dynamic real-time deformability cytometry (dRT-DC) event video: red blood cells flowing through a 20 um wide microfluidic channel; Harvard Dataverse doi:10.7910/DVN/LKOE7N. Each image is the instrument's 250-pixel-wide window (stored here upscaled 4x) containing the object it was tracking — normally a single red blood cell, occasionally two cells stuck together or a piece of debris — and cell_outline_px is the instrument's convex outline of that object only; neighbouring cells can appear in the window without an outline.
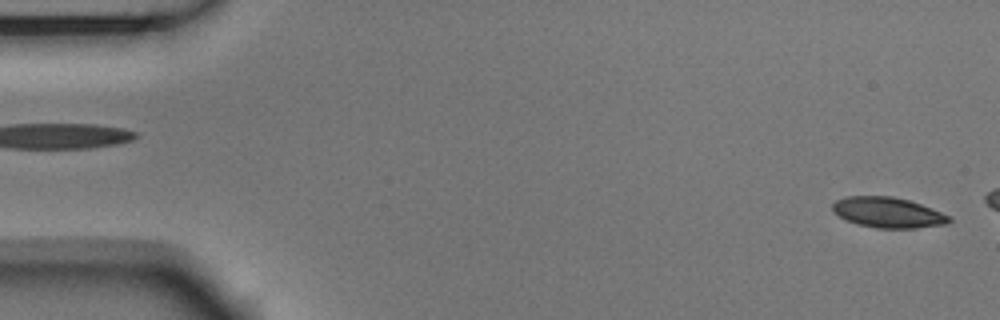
{"species": "Egyptian fruit bat (a non-hibernating species)", "species_latin": "Rousettus aegyptiacus", "temperature_condition": "room temperature", "stored_images_in_passage": 10, "camera_frame_rate_fps": 3000, "um_per_image_px": 0.085, "animal": {"sex": "male"}, "frame": {"image": 1, "passage_image": 1, "time_ms": 0.0, "image_size_px": [1000, 320], "cell_outline_px": [[952, 220], [948, 224], [916, 228], [876, 228], [856, 224], [832, 212], [832, 204], [836, 200], [844, 196], [892, 196], [908, 200], [932, 208], [948, 216]], "centroid_in_image_um": [75.45, 18.06], "position_along_channel_um": 9.5, "area_um2": 20.69}}